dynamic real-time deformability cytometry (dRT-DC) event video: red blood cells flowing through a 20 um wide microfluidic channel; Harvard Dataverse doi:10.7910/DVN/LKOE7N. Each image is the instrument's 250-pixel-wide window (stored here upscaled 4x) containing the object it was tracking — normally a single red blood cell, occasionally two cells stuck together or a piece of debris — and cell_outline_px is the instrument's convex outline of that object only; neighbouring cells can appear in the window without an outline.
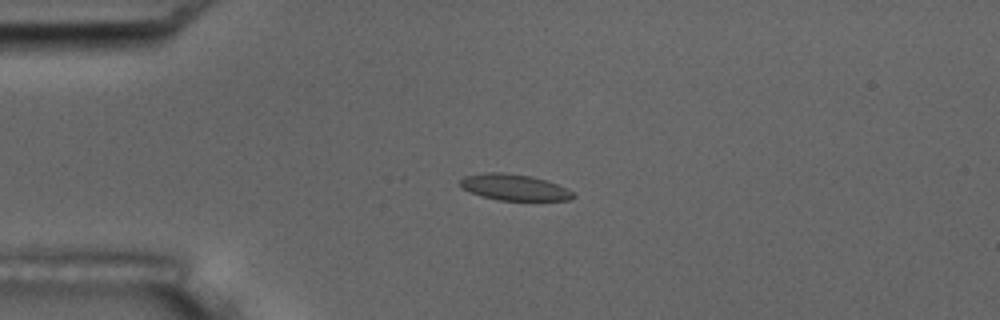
{"species": "common noctule bat (a hibernating species)", "species_latin": "Nyctalus noctula", "temperature_condition": "room temperature", "stored_images_in_passage": 7, "camera_frame_rate_fps": 3000, "um_per_image_px": 0.085, "animal": {"sex": "male", "body_mass_g": 17.5, "forearm_length_mm": 52.3}, "frame": {"image": 1, "passage_image": 5, "time_ms": 4.333, "image_size_px": [1000, 320], "cell_outline_px": [[576, 196], [572, 200], [496, 200], [480, 196], [460, 188], [460, 180], [464, 176], [488, 172], [500, 172], [532, 176], [556, 184], [572, 192]], "centroid_in_image_um": [43.66, 15.93], "position_along_channel_um": 41.3, "area_um2": 17.17}}